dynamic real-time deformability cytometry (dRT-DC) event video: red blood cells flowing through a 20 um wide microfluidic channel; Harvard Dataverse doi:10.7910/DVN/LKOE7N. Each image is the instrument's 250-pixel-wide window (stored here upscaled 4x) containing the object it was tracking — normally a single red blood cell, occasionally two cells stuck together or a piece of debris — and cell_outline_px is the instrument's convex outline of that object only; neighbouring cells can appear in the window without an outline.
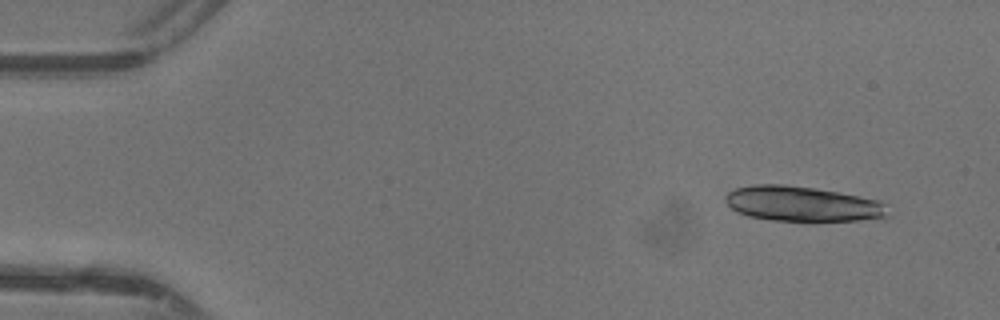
{"species": "common noctule bat (a hibernating species)", "species_latin": "Nyctalus noctula", "temperature_condition": "warm", "stored_images_in_passage": 33, "camera_frame_rate_fps": 3000, "um_per_image_px": 0.085, "animal": {"sex": "female"}, "frame": {"image": 1, "passage_image": 4, "time_ms": 1.0, "image_size_px": [1000, 320], "cell_outline_px": [[892, 216], [860, 220], [816, 224], [808, 224], [772, 220], [748, 216], [736, 212], [724, 200], [724, 196], [728, 192], [736, 188], [752, 184], [784, 184], [816, 188], [880, 200], [884, 204]], "centroid_in_image_um": [68.23, 17.37], "position_along_channel_um": 16.8, "area_um2": 34.56}}
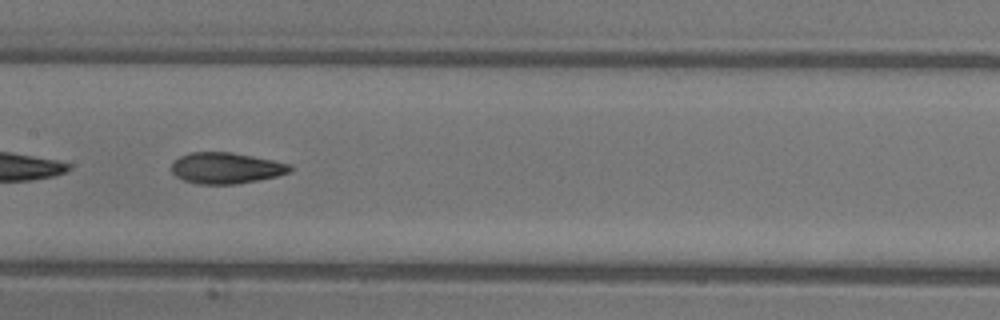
{"frame": {"image": 2, "passage_image": 24, "time_ms": 7.667, "image_size_px": [1000, 320], "cell_outline_px": [[292, 172], [276, 176], [236, 184], [200, 184], [184, 180], [176, 176], [172, 172], [172, 160], [180, 156], [192, 152], [232, 152], [292, 164]], "centroid_in_image_um": [19.21, 14.28], "position_along_channel_um": 188.2, "area_um2": 21.44}}
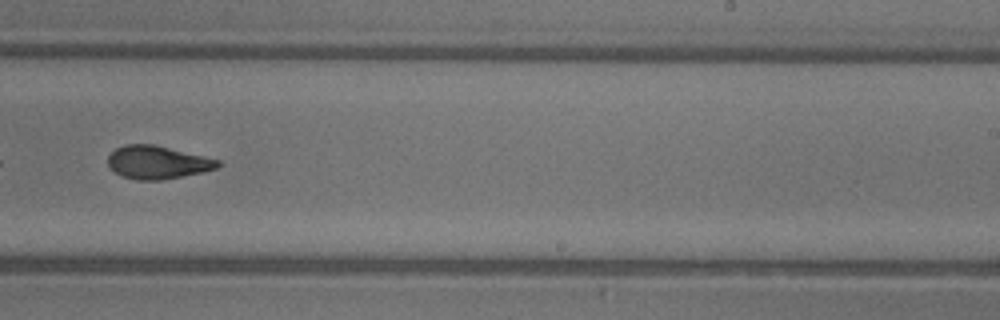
{"frame": {"image": 3, "passage_image": 30, "time_ms": 9.667, "image_size_px": [1000, 320], "cell_outline_px": [[220, 164], [216, 168], [200, 172], [160, 180], [136, 180], [124, 176], [108, 168], [108, 156], [116, 148], [124, 144], [152, 144], [204, 156], [220, 160]], "centroid_in_image_um": [13.34, 13.79], "position_along_channel_um": 275.7, "area_um2": 20.87}}